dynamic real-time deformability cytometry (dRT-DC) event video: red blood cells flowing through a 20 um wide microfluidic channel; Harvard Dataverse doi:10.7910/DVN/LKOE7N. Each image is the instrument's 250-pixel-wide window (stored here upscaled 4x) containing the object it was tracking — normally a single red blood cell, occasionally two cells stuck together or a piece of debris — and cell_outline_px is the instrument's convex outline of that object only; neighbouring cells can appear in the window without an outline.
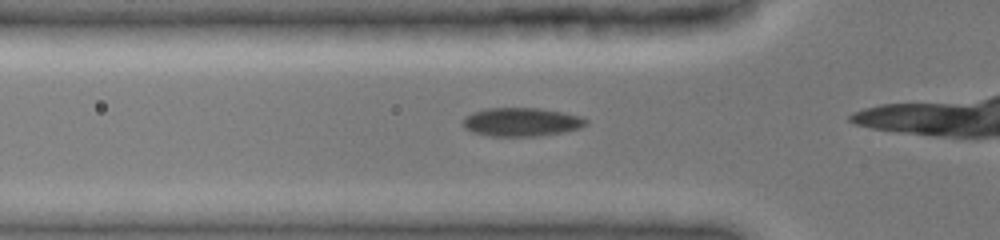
{"species": "common noctule bat (a hibernating species)", "species_latin": "Nyctalus noctula", "temperature_condition": "cold", "stored_images_in_passage": 12, "camera_frame_rate_fps": 3000, "um_per_image_px": 0.085, "animal": {"sex": "female", "body_mass_g": 19.0, "forearm_length_mm": 51.5}, "frame": {"image": 1, "passage_image": 7, "time_ms": 2.0, "image_size_px": [1000, 240], "cell_outline_px": [[588, 124], [580, 128], [560, 132], [536, 136], [488, 136], [472, 132], [464, 128], [464, 116], [472, 112], [488, 108], [540, 108], [580, 116], [588, 120]], "centroid_in_image_um": [44.3, 10.37], "position_along_channel_um": 81.5, "area_um2": 20.4}}
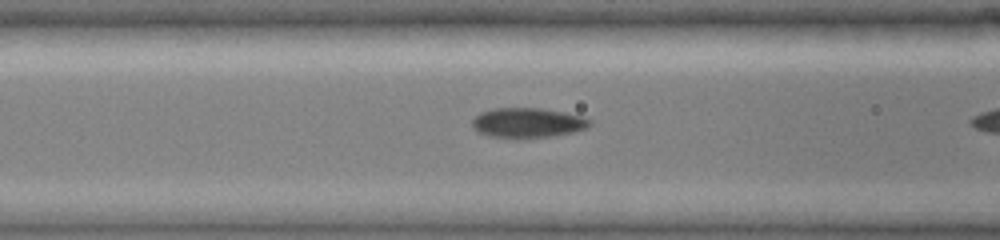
{"frame": {"image": 2, "passage_image": 10, "time_ms": 3.0, "image_size_px": [1000, 240], "cell_outline_px": [[592, 124], [588, 128], [572, 132], [552, 136], [516, 140], [488, 136], [476, 132], [472, 128], [472, 120], [480, 112], [492, 108], [540, 108], [564, 112], [584, 116], [592, 120]], "centroid_in_image_um": [44.83, 10.46], "position_along_channel_um": 121.8, "area_um2": 21.15}}